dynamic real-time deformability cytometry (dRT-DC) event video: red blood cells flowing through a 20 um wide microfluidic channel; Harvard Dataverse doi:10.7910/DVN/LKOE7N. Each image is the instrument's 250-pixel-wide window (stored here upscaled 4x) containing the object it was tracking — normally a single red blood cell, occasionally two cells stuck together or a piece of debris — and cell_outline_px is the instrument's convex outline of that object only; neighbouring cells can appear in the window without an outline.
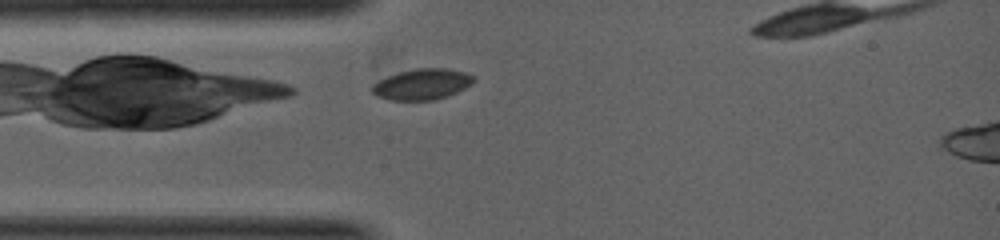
{"species": "common noctule bat (a hibernating species)", "species_latin": "Nyctalus noctula", "temperature_condition": "warm", "stored_images_in_passage": 3, "camera_frame_rate_fps": 5000, "um_per_image_px": 0.085, "animal": {"sex": "female", "body_mass_g": 19.0, "forearm_length_mm": 53.3}, "frame": {"image": 1, "passage_image": 1, "time_ms": 0.0, "image_size_px": [1000, 240], "cell_outline_px": [[476, 80], [472, 84], [448, 96], [436, 100], [388, 100], [376, 96], [372, 92], [372, 84], [388, 76], [400, 72], [416, 68], [444, 68], [464, 72], [476, 76]], "centroid_in_image_um": [35.9, 7.17], "position_along_channel_um": 49.1, "area_um2": 18.32}}
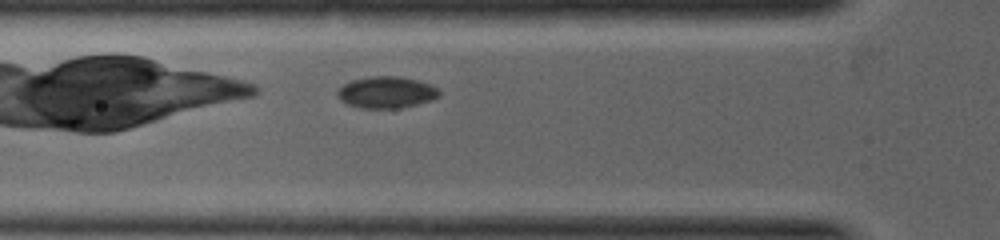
{"frame": {"image": 2, "passage_image": 3, "time_ms": 0.6, "image_size_px": [1000, 240], "cell_outline_px": [[440, 96], [432, 100], [416, 104], [396, 108], [360, 108], [348, 104], [340, 100], [336, 96], [336, 92], [344, 84], [352, 80], [372, 76], [396, 76], [416, 80], [440, 88]], "centroid_in_image_um": [32.84, 7.85], "position_along_channel_um": 93.0, "area_um2": 18.67}}